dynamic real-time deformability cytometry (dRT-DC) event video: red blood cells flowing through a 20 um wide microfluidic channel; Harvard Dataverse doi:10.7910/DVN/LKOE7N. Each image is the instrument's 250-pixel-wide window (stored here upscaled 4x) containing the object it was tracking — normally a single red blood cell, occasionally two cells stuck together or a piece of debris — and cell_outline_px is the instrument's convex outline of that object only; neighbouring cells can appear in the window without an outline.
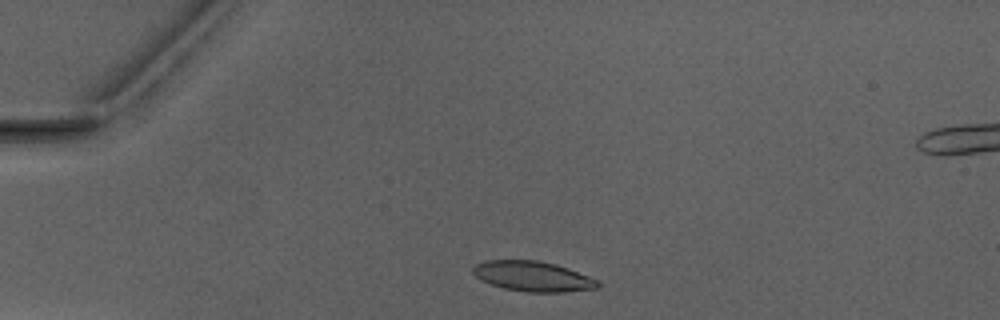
{"species": "Egyptian fruit bat (a non-hibernating species)", "species_latin": "Rousettus aegyptiacus", "temperature_condition": "warm", "stored_images_in_passage": 2, "camera_frame_rate_fps": 3000, "um_per_image_px": 0.085, "animal": {"sex": "male"}, "frame": {"image": 1, "passage_image": 1, "time_ms": 0.0, "image_size_px": [1000, 320], "cell_outline_px": [[604, 284], [596, 288], [560, 292], [528, 292], [504, 288], [480, 280], [472, 272], [472, 268], [476, 264], [484, 260], [536, 260], [556, 264], [568, 268], [600, 280]], "centroid_in_image_um": [45.32, 23.48], "position_along_channel_um": 39.7, "area_um2": 22.02}}